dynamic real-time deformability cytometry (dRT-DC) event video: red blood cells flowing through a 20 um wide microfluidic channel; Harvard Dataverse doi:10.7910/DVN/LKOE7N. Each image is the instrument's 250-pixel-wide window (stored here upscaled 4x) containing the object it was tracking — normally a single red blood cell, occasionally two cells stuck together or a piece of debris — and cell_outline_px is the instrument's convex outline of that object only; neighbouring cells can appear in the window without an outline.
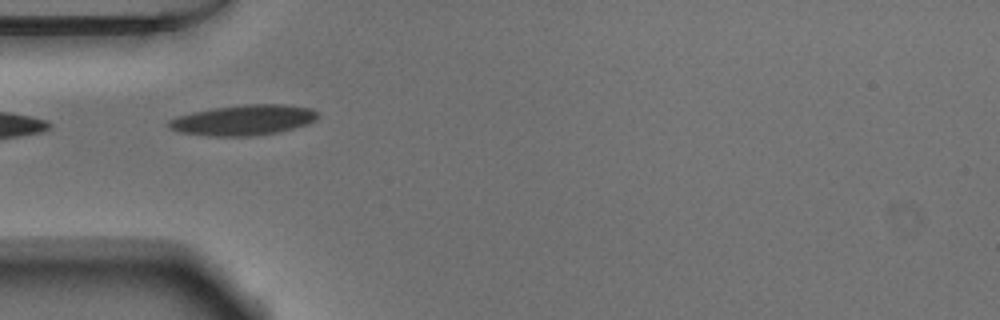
{"species": "Egyptian fruit bat (a non-hibernating species)", "species_latin": "Rousettus aegyptiacus", "temperature_condition": "warm", "stored_images_in_passage": 10, "camera_frame_rate_fps": 3000, "um_per_image_px": 0.085, "animal": {"sex": "male"}, "frame": {"image": 1, "passage_image": 1, "time_ms": 0.0, "image_size_px": [1000, 320], "cell_outline_px": [[316, 120], [308, 124], [276, 132], [252, 136], [208, 136], [180, 132], [168, 128], [168, 120], [176, 116], [192, 112], [212, 108], [244, 104], [284, 104], [312, 108], [316, 112]], "centroid_in_image_um": [20.65, 10.2], "position_along_channel_um": 64.3, "area_um2": 26.41}}
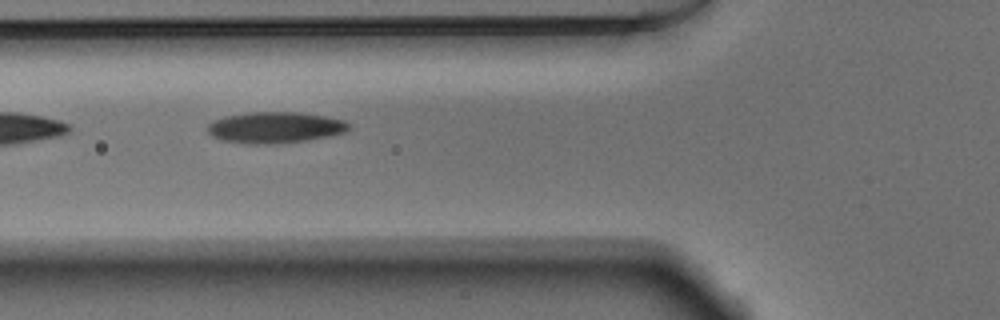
{"frame": {"image": 2, "passage_image": 4, "time_ms": 1.0, "image_size_px": [1000, 320], "cell_outline_px": [[348, 128], [344, 132], [328, 136], [308, 140], [276, 144], [252, 144], [224, 140], [212, 136], [208, 132], [208, 124], [216, 120], [228, 116], [248, 112], [300, 112], [324, 116], [344, 120], [348, 124]], "centroid_in_image_um": [23.39, 10.84], "position_along_channel_um": 102.4, "area_um2": 25.37}}
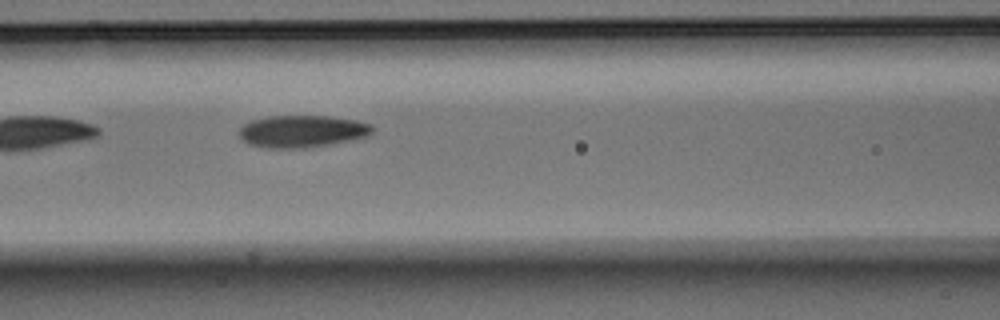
{"frame": {"image": 3, "passage_image": 7, "time_ms": 2.0, "image_size_px": [1000, 320], "cell_outline_px": [[376, 128], [368, 136], [308, 148], [268, 148], [248, 144], [240, 136], [240, 128], [244, 124], [252, 120], [268, 116], [328, 116], [356, 120], [372, 124]], "centroid_in_image_um": [25.7, 11.16], "position_along_channel_um": 140.9, "area_um2": 24.91}}